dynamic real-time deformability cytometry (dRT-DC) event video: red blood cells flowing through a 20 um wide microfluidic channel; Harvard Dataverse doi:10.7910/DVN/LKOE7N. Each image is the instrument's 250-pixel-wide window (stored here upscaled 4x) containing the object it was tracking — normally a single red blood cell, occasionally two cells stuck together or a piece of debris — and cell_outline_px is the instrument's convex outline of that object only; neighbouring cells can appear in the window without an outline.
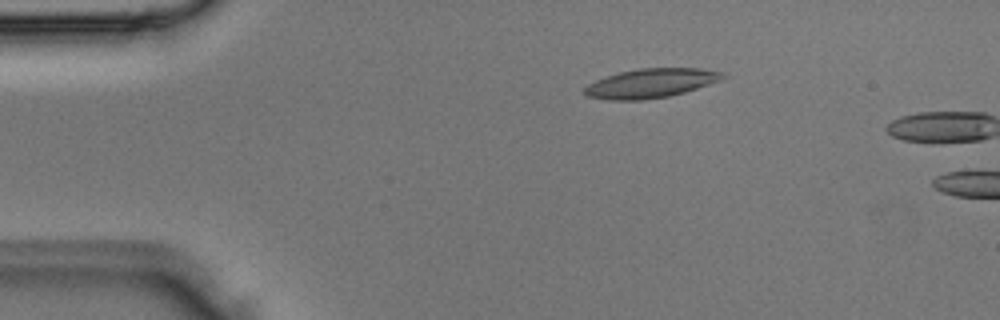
{"species": "Egyptian fruit bat (a non-hibernating species)", "species_latin": "Rousettus aegyptiacus", "temperature_condition": "room temperature", "stored_images_in_passage": 4, "camera_frame_rate_fps": 3000, "um_per_image_px": 0.085, "animal": {"sex": "male"}, "frame": {"image": 1, "passage_image": 3, "time_ms": 0.667, "image_size_px": [1000, 320], "cell_outline_px": [[728, 76], [720, 80], [684, 92], [668, 96], [644, 100], [608, 100], [588, 96], [584, 92], [584, 88], [588, 84], [596, 80], [620, 72], [636, 68], [700, 68], [724, 72]], "centroid_in_image_um": [55.33, 7.07], "position_along_channel_um": 29.7, "area_um2": 23.41}}